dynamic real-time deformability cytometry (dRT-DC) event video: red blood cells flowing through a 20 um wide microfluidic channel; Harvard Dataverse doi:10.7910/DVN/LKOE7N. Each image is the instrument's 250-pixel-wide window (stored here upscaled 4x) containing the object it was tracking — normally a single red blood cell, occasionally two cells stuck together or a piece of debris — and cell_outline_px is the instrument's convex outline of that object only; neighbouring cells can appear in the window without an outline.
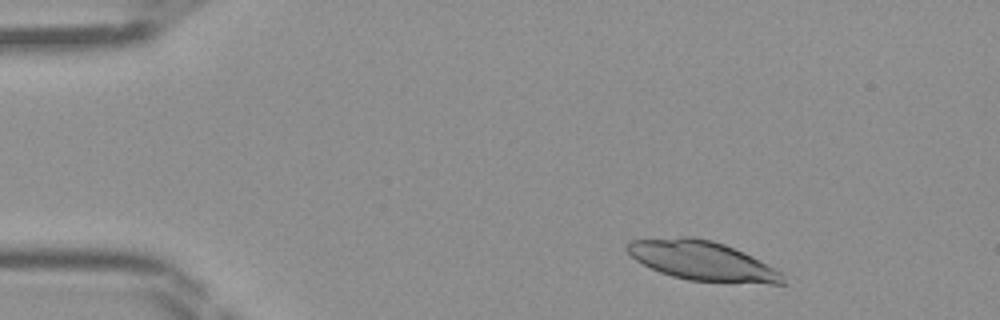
{"species": "Egyptian fruit bat (a non-hibernating species)", "species_latin": "Rousettus aegyptiacus", "temperature_condition": "room temperature", "stored_images_in_passage": 41, "camera_frame_rate_fps": 3000, "um_per_image_px": 0.085, "frame": {"image": 1, "passage_image": 3, "time_ms": 0.667, "image_size_px": [1000, 320], "cell_outline_px": [[788, 284], [768, 284], [688, 280], [672, 276], [660, 272], [636, 260], [624, 248], [628, 240], [680, 236], [692, 236], [712, 240], [724, 244], [752, 256], [780, 272], [784, 276]], "centroid_in_image_um": [59.67, 22.15], "position_along_channel_um": 25.3, "area_um2": 35.78}}